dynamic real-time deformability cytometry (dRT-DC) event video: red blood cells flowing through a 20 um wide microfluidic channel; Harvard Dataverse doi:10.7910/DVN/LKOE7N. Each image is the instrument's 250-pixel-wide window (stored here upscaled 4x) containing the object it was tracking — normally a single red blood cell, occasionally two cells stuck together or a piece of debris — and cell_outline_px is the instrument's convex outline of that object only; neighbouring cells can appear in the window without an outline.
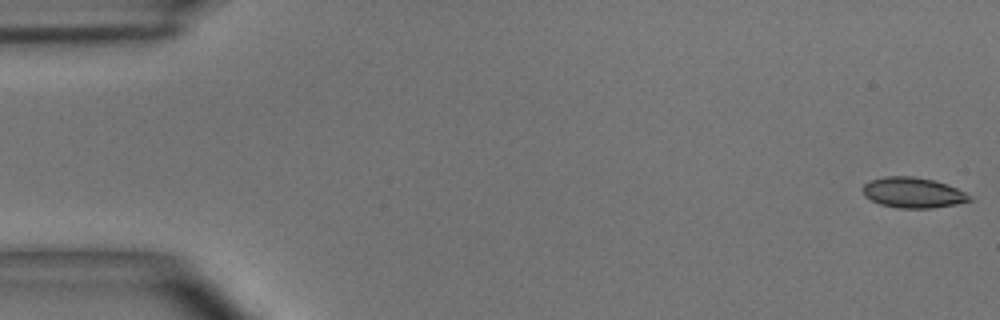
{"species": "common noctule bat (a hibernating species)", "species_latin": "Nyctalus noctula", "temperature_condition": "room temperature", "stored_images_in_passage": 49, "camera_frame_rate_fps": 3000, "um_per_image_px": 0.085, "animal": {"sex": "male", "body_mass_g": 15.6}, "frame": {"image": 1, "passage_image": 1, "time_ms": 0.0, "image_size_px": [1000, 320], "cell_outline_px": [[972, 200], [956, 204], [932, 208], [896, 208], [880, 204], [864, 196], [860, 188], [868, 180], [884, 176], [912, 176], [932, 180], [948, 184], [972, 196]], "centroid_in_image_um": [77.56, 16.37], "position_along_channel_um": 7.4, "area_um2": 19.13}}
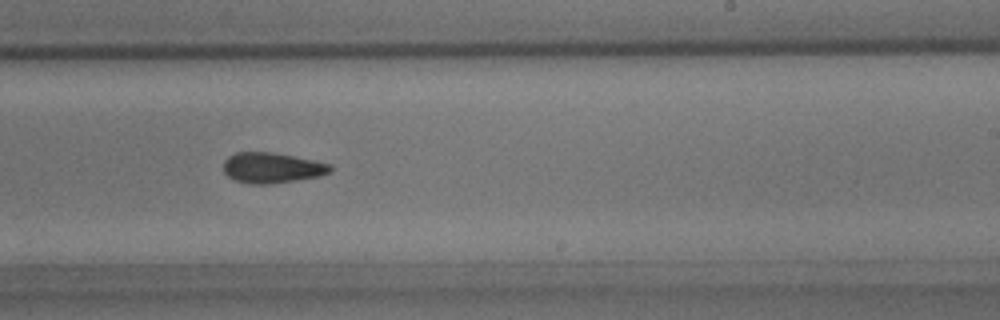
{"frame": {"image": 2, "passage_image": 30, "time_ms": 9.667, "image_size_px": [1000, 320], "cell_outline_px": [[332, 172], [320, 176], [272, 184], [248, 184], [236, 180], [228, 176], [224, 172], [224, 160], [228, 156], [236, 152], [272, 152], [332, 164]], "centroid_in_image_um": [23.12, 14.27], "position_along_channel_um": 265.9, "area_um2": 19.02}}
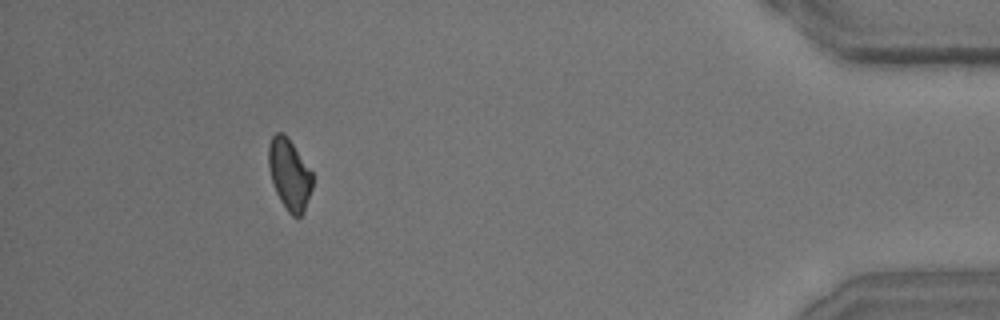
{"frame": {"image": 3, "passage_image": 45, "time_ms": 14.667, "image_size_px": [1000, 320], "cell_outline_px": [[312, 188], [304, 212], [300, 216], [292, 216], [288, 212], [280, 200], [276, 192], [272, 180], [268, 164], [268, 144], [272, 136], [276, 132], [284, 132], [288, 136], [312, 172]], "centroid_in_image_um": [24.59, 14.79], "position_along_channel_um": 410.6, "area_um2": 18.21}, "authors_computed_cell_mechanics": {"area_um2": 18.9584, "velocity_mm_per_s": 4.0536, "shape_relaxation_time_tau1_ms": null, "shape_relaxation_time_tau2_ms": 4.1043, "deformation_change_tau1": null, "deformation_change_tau2": 0.097}}